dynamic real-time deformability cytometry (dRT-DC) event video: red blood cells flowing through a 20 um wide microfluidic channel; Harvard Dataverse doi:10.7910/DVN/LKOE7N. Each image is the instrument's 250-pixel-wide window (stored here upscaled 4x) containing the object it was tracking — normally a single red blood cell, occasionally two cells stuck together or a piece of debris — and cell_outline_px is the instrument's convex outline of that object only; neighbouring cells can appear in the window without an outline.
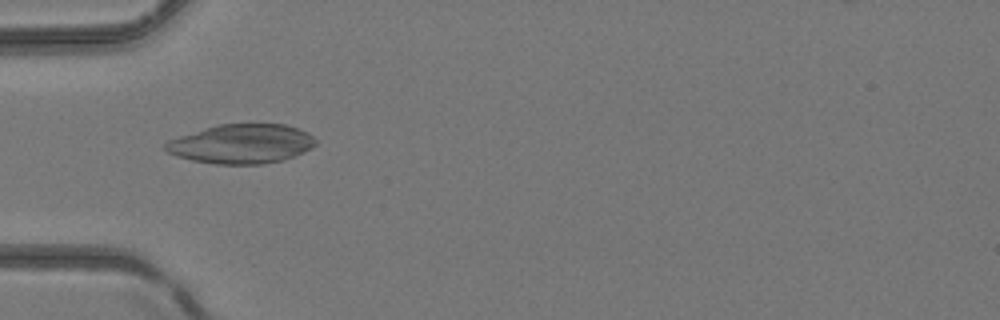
{"species": "common noctule bat (a hibernating species)", "species_latin": "Nyctalus noctula", "temperature_condition": "room temperature", "stored_images_in_passage": 6, "camera_frame_rate_fps": 3000, "um_per_image_px": 0.085, "animal": {"sex": "female", "body_mass_g": 24.6, "forearm_length_mm": 56.2}, "frame": {"image": 1, "passage_image": 5, "time_ms": 4.667, "image_size_px": [1000, 320], "cell_outline_px": [[316, 144], [312, 148], [304, 152], [284, 160], [264, 164], [216, 164], [192, 160], [176, 156], [168, 152], [164, 148], [164, 144], [168, 140], [204, 128], [220, 124], [284, 124], [308, 132], [316, 140]], "centroid_in_image_um": [20.54, 12.23], "position_along_channel_um": 64.5, "area_um2": 34.39}}
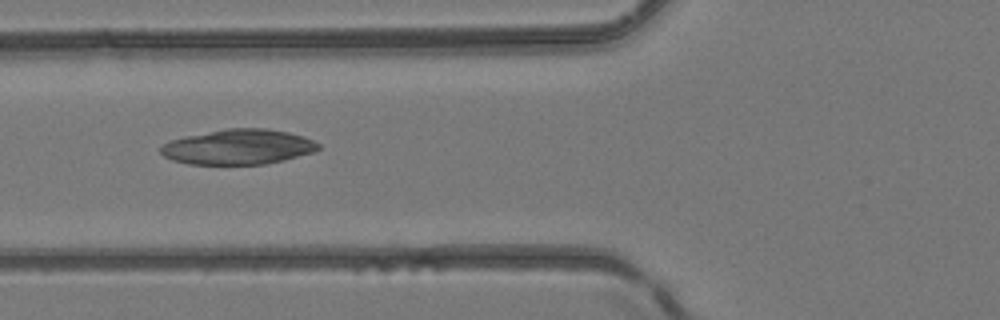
{"frame": {"image": 2, "passage_image": 6, "time_ms": 5.667, "image_size_px": [1000, 320], "cell_outline_px": [[320, 148], [316, 152], [284, 160], [264, 164], [188, 164], [172, 160], [164, 156], [160, 152], [160, 148], [164, 144], [172, 140], [184, 136], [228, 128], [268, 128], [288, 132], [304, 136], [320, 144]], "centroid_in_image_um": [20.29, 12.48], "position_along_channel_um": 105.5, "area_um2": 32.37}}